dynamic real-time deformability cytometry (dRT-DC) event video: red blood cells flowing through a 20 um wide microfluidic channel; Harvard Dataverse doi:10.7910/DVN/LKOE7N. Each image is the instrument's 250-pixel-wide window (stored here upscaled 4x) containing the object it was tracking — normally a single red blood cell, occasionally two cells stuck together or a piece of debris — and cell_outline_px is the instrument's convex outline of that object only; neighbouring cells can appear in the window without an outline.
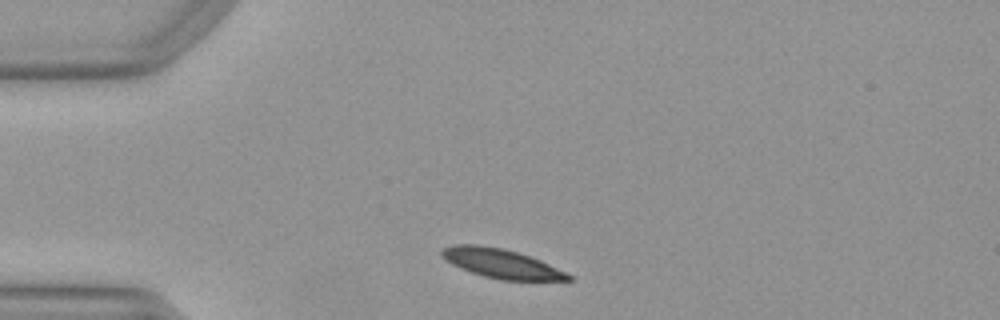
{"species": "Egyptian fruit bat (a non-hibernating species)", "species_latin": "Rousettus aegyptiacus", "temperature_condition": "warm", "stored_images_in_passage": 34, "camera_frame_rate_fps": 3000, "um_per_image_px": 0.085, "animal": {"sex": "female"}, "frame": {"image": 1, "passage_image": 1, "time_ms": 0.0, "image_size_px": [1000, 320], "cell_outline_px": [[572, 280], [500, 280], [484, 276], [460, 268], [444, 260], [440, 256], [440, 252], [444, 248], [452, 244], [480, 244], [504, 248], [540, 260], [572, 276]], "centroid_in_image_um": [42.53, 22.38], "position_along_channel_um": 42.5, "area_um2": 21.44}}
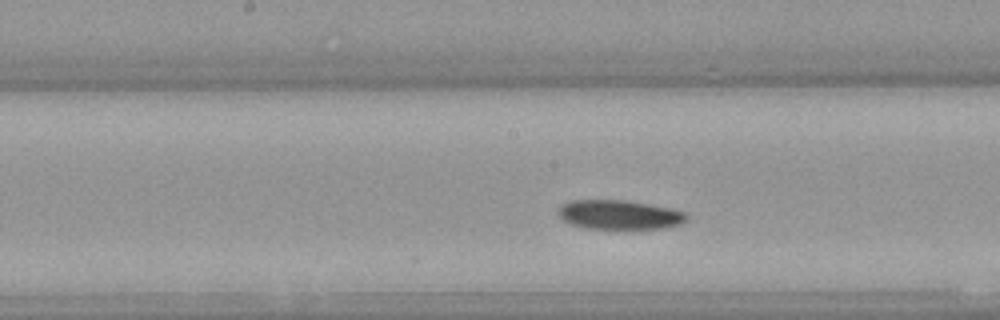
{"frame": {"image": 2, "passage_image": 15, "time_ms": 4.667, "image_size_px": [1000, 320], "cell_outline_px": [[688, 216], [680, 224], [664, 228], [584, 228], [572, 224], [564, 220], [556, 212], [560, 204], [572, 200], [624, 200], [672, 208], [684, 212]], "centroid_in_image_um": [52.6, 18.24], "position_along_channel_um": 195.6, "area_um2": 21.73}}
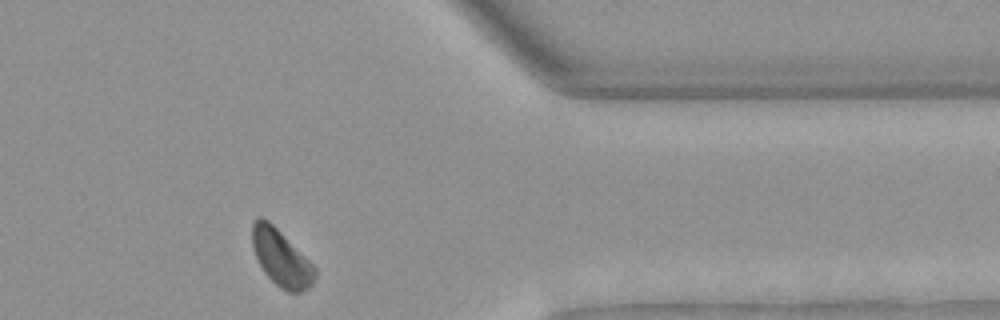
{"frame": {"image": 3, "passage_image": 31, "time_ms": 10.0, "image_size_px": [1000, 320], "cell_outline_px": [[316, 276], [312, 284], [308, 288], [300, 292], [288, 292], [280, 288], [264, 272], [256, 260], [252, 248], [252, 224], [256, 216], [260, 216], [268, 220], [316, 268]], "centroid_in_image_um": [23.86, 21.93], "position_along_channel_um": 387.5, "area_um2": 20.46}, "authors_computed_cell_mechanics": {"area_um2": 22.3108, "velocity_mm_per_s": 3.9091, "shape_relaxation_time_tau1_ms": 2.9015, "shape_relaxation_time_tau2_ms": null, "deformation_change_tau1": 0.1127, "deformation_change_tau2": null}}